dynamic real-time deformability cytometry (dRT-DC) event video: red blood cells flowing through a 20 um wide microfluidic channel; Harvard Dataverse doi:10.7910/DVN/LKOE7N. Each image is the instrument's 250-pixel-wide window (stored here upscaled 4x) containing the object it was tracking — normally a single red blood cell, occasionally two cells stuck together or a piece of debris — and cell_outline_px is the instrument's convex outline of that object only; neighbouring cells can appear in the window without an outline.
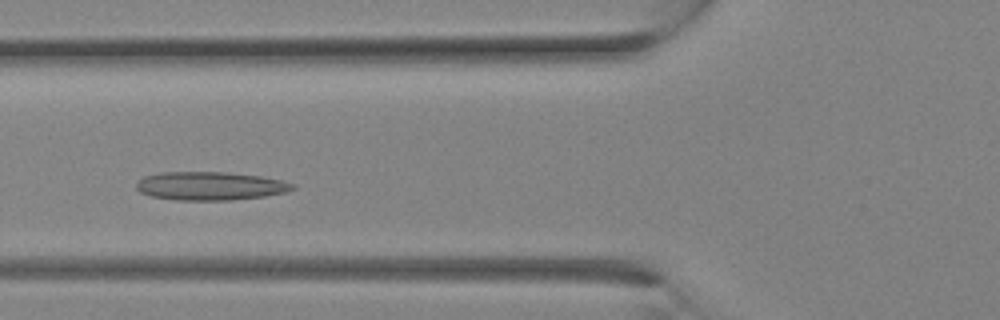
{"species": "Egyptian fruit bat (a non-hibernating species)", "species_latin": "Rousettus aegyptiacus", "temperature_condition": "room temperature", "stored_images_in_passage": 13, "camera_frame_rate_fps": 3000, "um_per_image_px": 0.085, "animal": {"sex": "female"}, "frame": {"image": 1, "passage_image": 8, "time_ms": 2.333, "image_size_px": [1000, 320], "cell_outline_px": [[296, 188], [288, 192], [264, 196], [232, 200], [176, 200], [152, 196], [140, 192], [136, 188], [136, 184], [144, 176], [160, 172], [228, 172], [260, 176], [280, 180], [296, 184]], "centroid_in_image_um": [17.89, 15.8], "position_along_channel_um": 107.9, "area_um2": 25.95}}
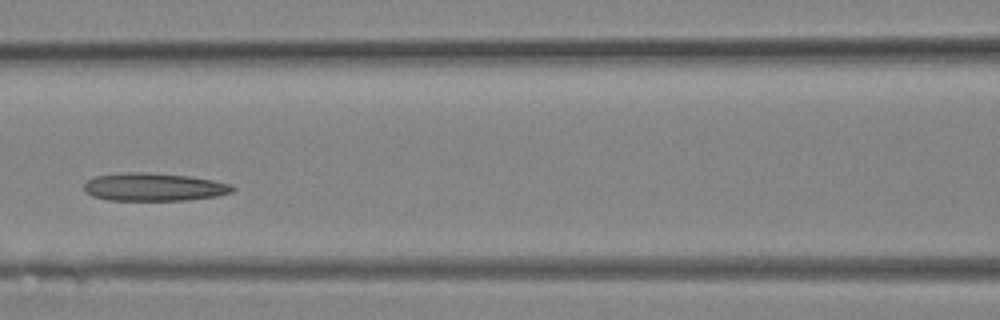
{"frame": {"image": 2, "passage_image": 10, "time_ms": 3.0, "image_size_px": [1000, 320], "cell_outline_px": [[236, 188], [232, 192], [216, 196], [184, 200], [108, 200], [92, 196], [84, 192], [84, 184], [88, 180], [96, 176], [124, 172], [144, 172], [188, 176], [212, 180], [232, 184]], "centroid_in_image_um": [13.06, 15.89], "position_along_channel_um": 153.5, "area_um2": 24.16}}
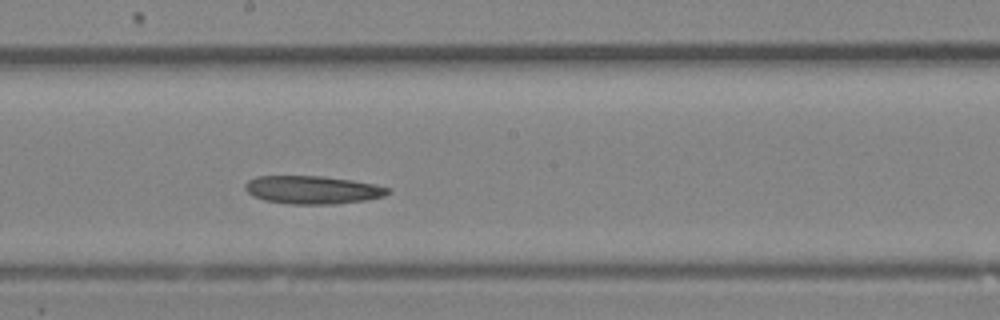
{"frame": {"image": 3, "passage_image": 13, "time_ms": 4.0, "image_size_px": [1000, 320], "cell_outline_px": [[392, 192], [384, 196], [364, 200], [336, 204], [288, 204], [264, 200], [252, 196], [244, 188], [244, 184], [248, 180], [256, 176], [320, 176], [352, 180], [376, 184], [392, 188]], "centroid_in_image_um": [26.58, 16.13], "position_along_channel_um": 221.6, "area_um2": 23.58}}